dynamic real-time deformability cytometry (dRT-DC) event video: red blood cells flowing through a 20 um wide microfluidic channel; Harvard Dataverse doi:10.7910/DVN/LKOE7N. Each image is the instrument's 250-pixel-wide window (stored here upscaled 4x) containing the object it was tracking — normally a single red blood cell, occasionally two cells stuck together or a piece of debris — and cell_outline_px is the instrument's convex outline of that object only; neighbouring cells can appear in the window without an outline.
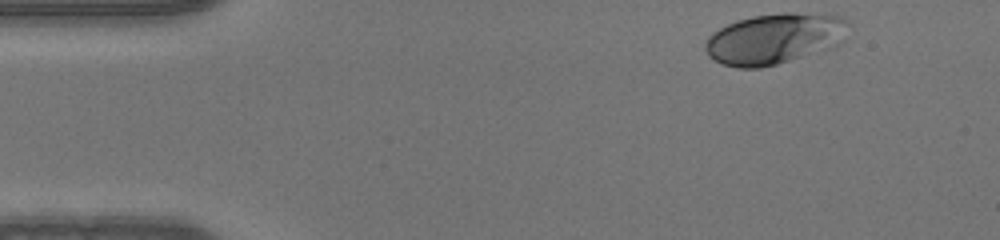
{"species": "human", "species_latin": "Homo sapiens", "temperature_condition": "warm", "stored_images_in_passage": 10, "camera_frame_rate_fps": 3000, "um_per_image_px": 0.085, "donor": {"sex": "male"}, "frame": {"image": 1, "passage_image": 1, "time_ms": 0.0, "image_size_px": [1000, 240], "cell_outline_px": [[848, 24], [844, 40], [840, 44], [832, 48], [776, 64], [760, 68], [740, 68], [720, 64], [708, 56], [704, 48], [704, 44], [708, 36], [712, 32], [728, 24], [752, 16], [784, 12], [792, 12], [836, 16], [844, 20]], "centroid_in_image_um": [65.79, 3.3], "position_along_channel_um": 19.2, "area_um2": 42.25}}
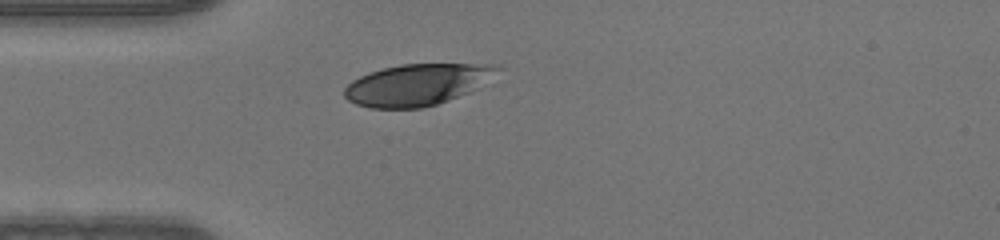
{"frame": {"image": 2, "passage_image": 9, "time_ms": 2.667, "image_size_px": [1000, 240], "cell_outline_px": [[500, 68], [468, 92], [448, 100], [436, 104], [420, 108], [368, 108], [356, 104], [348, 100], [344, 96], [344, 88], [352, 80], [368, 72], [384, 68], [404, 64], [492, 64]], "centroid_in_image_um": [35.33, 7.2], "position_along_channel_um": 49.7, "area_um2": 36.18}}